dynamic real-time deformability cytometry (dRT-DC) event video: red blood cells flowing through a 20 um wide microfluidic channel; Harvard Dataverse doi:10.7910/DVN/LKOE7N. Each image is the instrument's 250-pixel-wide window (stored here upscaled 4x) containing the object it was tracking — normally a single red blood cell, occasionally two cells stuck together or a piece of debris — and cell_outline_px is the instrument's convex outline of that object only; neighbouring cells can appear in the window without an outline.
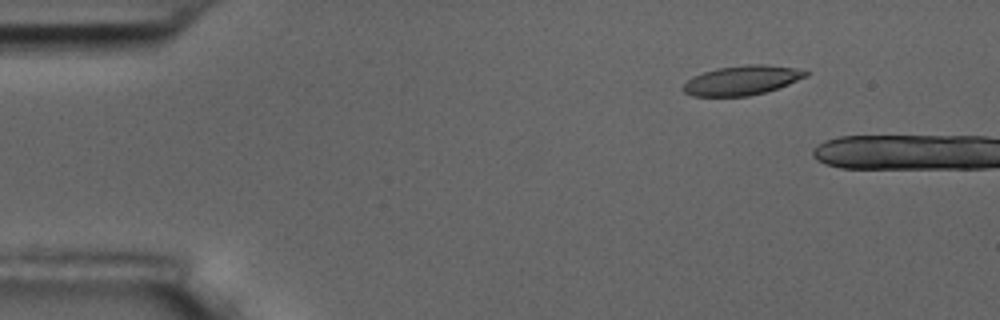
{"species": "common noctule bat (a hibernating species)", "species_latin": "Nyctalus noctula", "temperature_condition": "room temperature", "stored_images_in_passage": 3, "camera_frame_rate_fps": 3000, "um_per_image_px": 0.085, "animal": {"sex": "male", "body_mass_g": 17.5, "forearm_length_mm": 52.3}, "frame": {"image": 1, "passage_image": 2, "time_ms": 1.333, "image_size_px": [1000, 320], "cell_outline_px": [[808, 76], [788, 84], [764, 92], [748, 96], [692, 96], [684, 92], [680, 88], [692, 76], [716, 68], [744, 64], [764, 64], [792, 68], [808, 72]], "centroid_in_image_um": [63.01, 6.82], "position_along_channel_um": 22.0, "area_um2": 20.92}}